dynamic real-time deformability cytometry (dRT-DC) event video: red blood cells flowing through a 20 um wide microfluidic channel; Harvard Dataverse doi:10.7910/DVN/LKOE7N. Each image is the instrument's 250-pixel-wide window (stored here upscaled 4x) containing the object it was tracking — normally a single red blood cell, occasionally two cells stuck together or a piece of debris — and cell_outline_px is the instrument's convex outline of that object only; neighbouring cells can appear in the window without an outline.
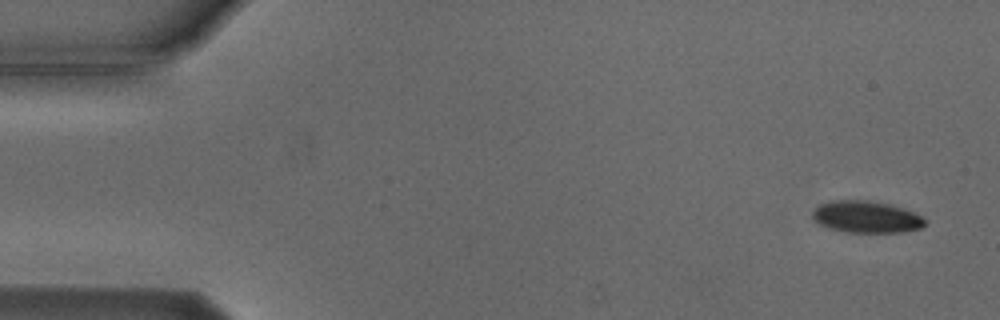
{"species": "Egyptian fruit bat (a non-hibernating species)", "species_latin": "Rousettus aegyptiacus", "temperature_condition": "cold", "stored_images_in_passage": 4, "camera_frame_rate_fps": 3000, "um_per_image_px": 0.085, "animal": {"sex": "male"}, "frame": {"image": 1, "passage_image": 1, "time_ms": 0.0, "image_size_px": [1000, 320], "cell_outline_px": [[924, 224], [920, 228], [904, 232], [848, 232], [828, 228], [820, 224], [812, 216], [812, 212], [820, 204], [832, 200], [868, 200], [888, 204], [912, 212], [920, 216], [924, 220]], "centroid_in_image_um": [73.59, 18.44], "position_along_channel_um": 11.4, "area_um2": 20.52}}